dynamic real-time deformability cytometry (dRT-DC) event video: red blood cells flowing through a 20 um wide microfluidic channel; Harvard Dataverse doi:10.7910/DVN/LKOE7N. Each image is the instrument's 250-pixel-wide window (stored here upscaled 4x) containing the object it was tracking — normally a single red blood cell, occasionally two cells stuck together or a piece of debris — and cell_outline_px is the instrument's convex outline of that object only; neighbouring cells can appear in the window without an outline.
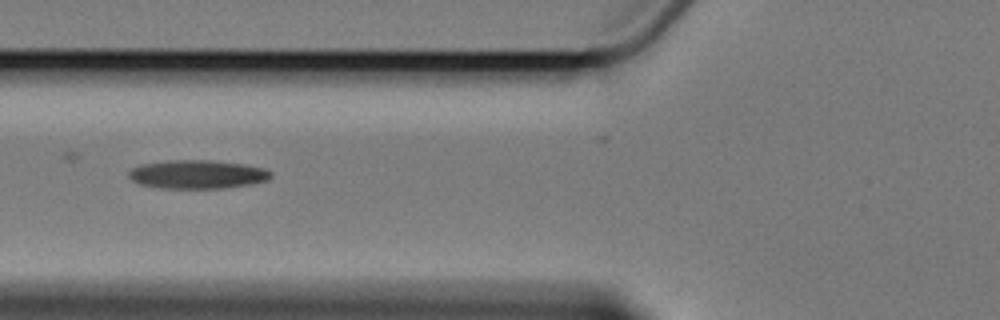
{"species": "Egyptian fruit bat (a non-hibernating species)", "species_latin": "Rousettus aegyptiacus", "temperature_condition": "cold", "stored_images_in_passage": 8, "camera_frame_rate_fps": 3000, "um_per_image_px": 0.085, "animal": {"sex": "female"}, "frame": {"image": 1, "passage_image": 6, "time_ms": 6.0, "image_size_px": [1000, 320], "cell_outline_px": [[272, 176], [268, 180], [252, 184], [224, 188], [160, 188], [140, 184], [132, 180], [128, 176], [128, 172], [132, 168], [140, 164], [168, 160], [212, 160], [244, 164], [264, 168], [272, 172]], "centroid_in_image_um": [16.78, 14.81], "position_along_channel_um": 109.0, "area_um2": 23.87}}
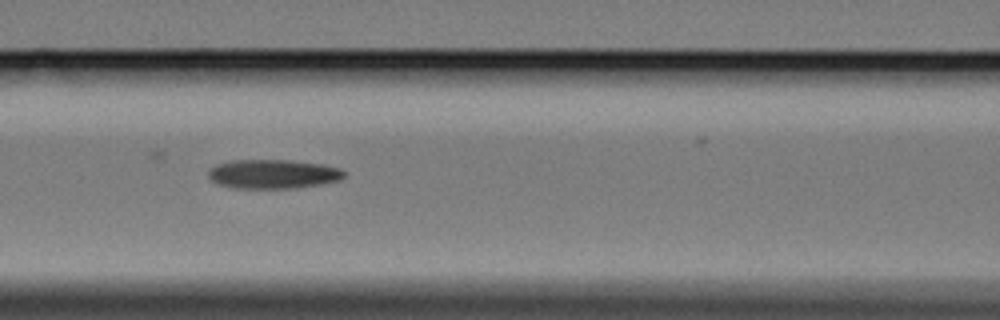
{"frame": {"image": 2, "passage_image": 7, "time_ms": 7.0, "image_size_px": [1000, 320], "cell_outline_px": [[344, 176], [340, 180], [320, 184], [296, 188], [236, 188], [216, 184], [208, 176], [208, 168], [216, 164], [232, 160], [288, 160], [324, 164], [340, 168], [344, 172]], "centroid_in_image_um": [23.18, 14.79], "position_along_channel_um": 143.4, "area_um2": 23.18}}
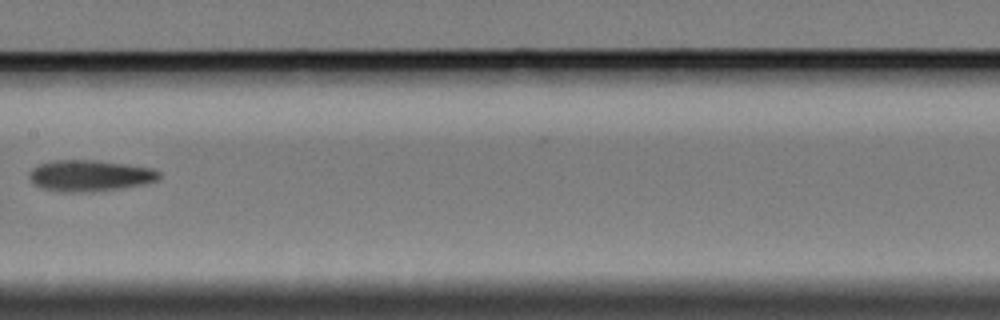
{"frame": {"image": 3, "passage_image": 8, "time_ms": 8.667, "image_size_px": [1000, 320], "cell_outline_px": [[160, 176], [156, 180], [144, 184], [120, 188], [92, 192], [60, 192], [40, 188], [32, 184], [28, 176], [28, 172], [32, 168], [40, 164], [56, 160], [96, 160], [128, 164], [152, 168], [160, 172]], "centroid_in_image_um": [7.59, 14.94], "position_along_channel_um": 199.8, "area_um2": 23.87}}